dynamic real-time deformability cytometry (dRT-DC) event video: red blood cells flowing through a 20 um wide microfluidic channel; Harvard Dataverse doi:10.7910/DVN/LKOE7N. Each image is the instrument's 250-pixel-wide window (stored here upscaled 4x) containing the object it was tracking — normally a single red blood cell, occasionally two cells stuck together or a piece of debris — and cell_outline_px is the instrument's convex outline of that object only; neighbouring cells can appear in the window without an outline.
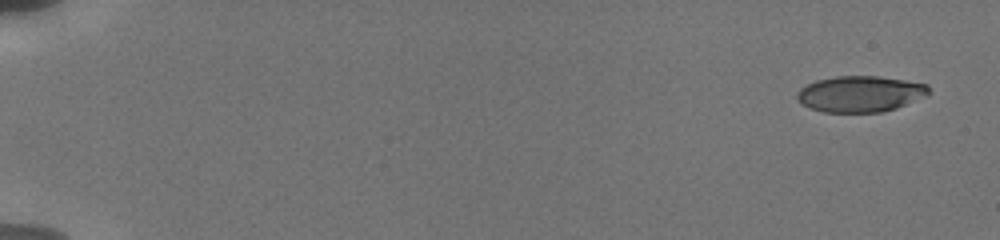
{"species": "human", "species_latin": "Homo sapiens", "temperature_condition": "cold", "stored_images_in_passage": 5, "camera_frame_rate_fps": 3000, "um_per_image_px": 0.085, "donor": {"sex": "male"}, "frame": {"image": 1, "passage_image": 1, "time_ms": 0.0, "image_size_px": [1000, 240], "cell_outline_px": [[932, 92], [928, 96], [896, 108], [884, 112], [824, 112], [808, 108], [796, 100], [796, 92], [800, 88], [816, 80], [836, 76], [876, 76], [904, 80], [928, 84]], "centroid_in_image_um": [73.13, 7.99], "position_along_channel_um": 11.9, "area_um2": 28.03}}